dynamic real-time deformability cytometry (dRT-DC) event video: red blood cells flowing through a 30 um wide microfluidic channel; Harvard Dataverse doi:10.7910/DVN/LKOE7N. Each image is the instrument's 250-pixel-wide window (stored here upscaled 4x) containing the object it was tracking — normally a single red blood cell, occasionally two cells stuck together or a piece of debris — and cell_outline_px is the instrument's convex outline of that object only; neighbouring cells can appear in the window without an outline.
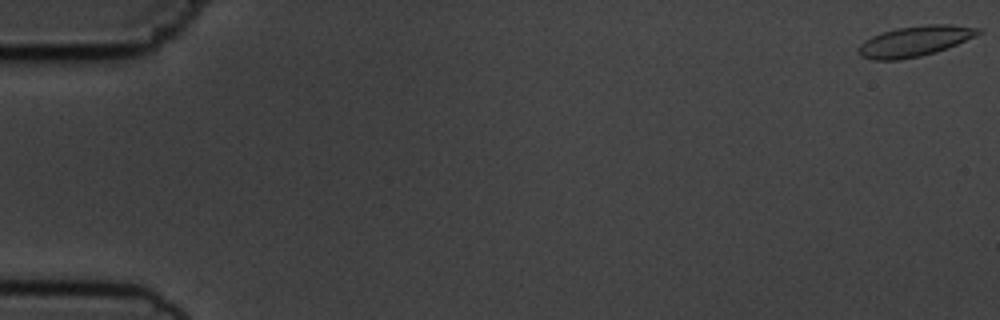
{"species": "common noctule bat (a hibernating species)", "species_latin": "Nyctalus noctula", "temperature_condition": "cold", "stored_images_in_passage": 7, "camera_frame_rate_fps": 3000, "um_per_image_px": 0.085, "animal": {"sex": "male", "body_mass_g": 19.5, "forearm_length_mm": 54.6}, "frame": {"image": 1, "passage_image": 1, "time_ms": 0.0, "image_size_px": [1000, 320], "cell_outline_px": [[984, 32], [948, 48], [936, 52], [920, 56], [900, 60], [872, 60], [860, 56], [856, 52], [856, 48], [864, 40], [872, 36], [896, 28], [928, 24], [952, 24], [984, 28]], "centroid_in_image_um": [77.77, 3.5], "position_along_channel_um": 7.2, "area_um2": 21.62}}
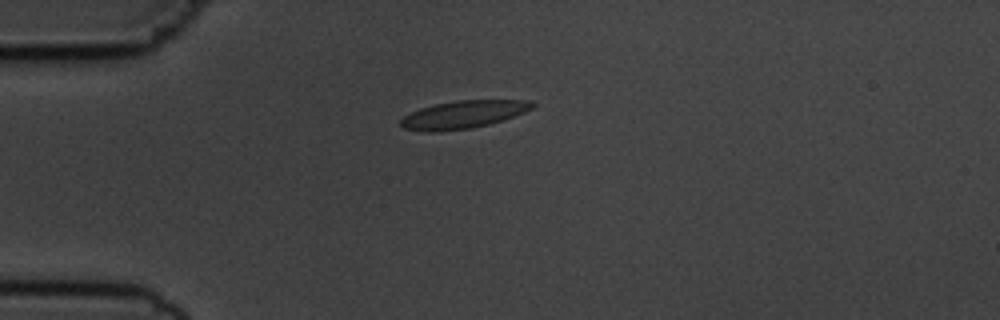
{"frame": {"image": 2, "passage_image": 5, "time_ms": 4.667, "image_size_px": [1000, 320], "cell_outline_px": [[536, 104], [532, 108], [524, 112], [488, 124], [472, 128], [440, 132], [428, 132], [404, 128], [400, 124], [400, 120], [404, 116], [420, 108], [436, 104], [456, 100], [528, 100]], "centroid_in_image_um": [39.35, 9.74], "position_along_channel_um": 45.7, "area_um2": 21.1}}
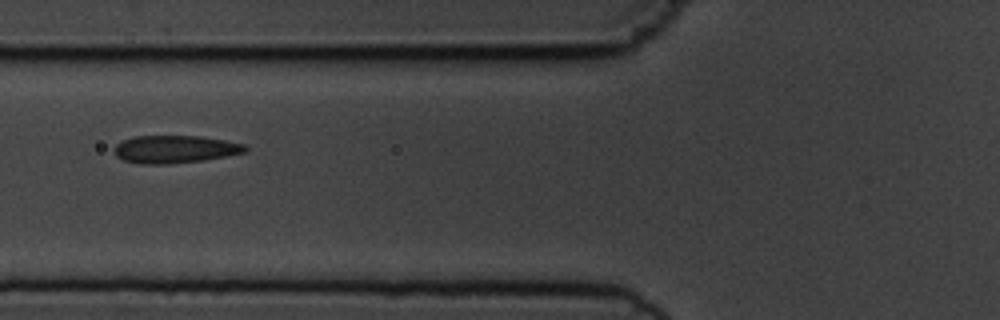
{"frame": {"image": 3, "passage_image": 7, "time_ms": 7.0, "image_size_px": [1000, 320], "cell_outline_px": [[248, 148], [244, 152], [204, 160], [168, 164], [140, 164], [124, 160], [116, 156], [116, 144], [120, 140], [136, 136], [200, 136], [224, 140], [244, 144]], "centroid_in_image_um": [14.85, 12.68], "position_along_channel_um": 111.0, "area_um2": 20.98}}